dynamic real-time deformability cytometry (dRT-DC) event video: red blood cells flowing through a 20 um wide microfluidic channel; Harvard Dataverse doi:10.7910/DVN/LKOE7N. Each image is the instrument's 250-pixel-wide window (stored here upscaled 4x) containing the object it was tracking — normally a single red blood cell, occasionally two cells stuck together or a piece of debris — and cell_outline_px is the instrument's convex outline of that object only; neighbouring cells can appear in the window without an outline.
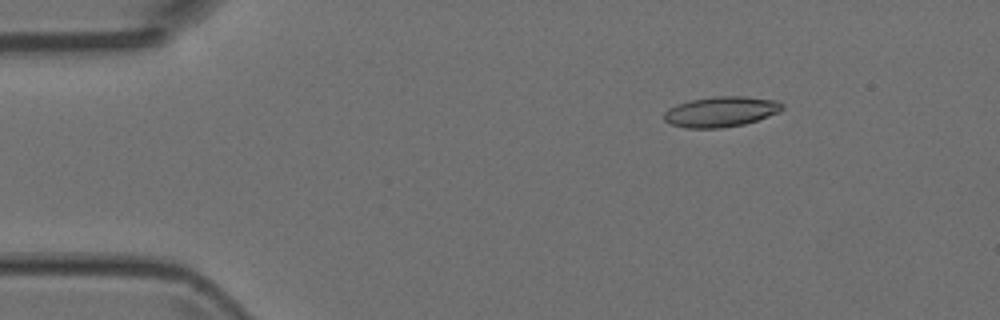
{"species": "Egyptian fruit bat (a non-hibernating species)", "species_latin": "Rousettus aegyptiacus", "temperature_condition": "room temperature", "stored_images_in_passage": 3, "camera_frame_rate_fps": 3000, "um_per_image_px": 0.085, "animal": {"sex": "female"}, "frame": {"image": 1, "passage_image": 1, "time_ms": 0.0, "image_size_px": [1000, 320], "cell_outline_px": [[784, 108], [780, 112], [744, 124], [720, 128], [684, 128], [672, 124], [664, 120], [664, 112], [668, 108], [676, 104], [692, 100], [712, 96], [744, 96], [776, 100], [784, 104]], "centroid_in_image_um": [61.28, 9.49], "position_along_channel_um": 23.7, "area_um2": 20.98}}